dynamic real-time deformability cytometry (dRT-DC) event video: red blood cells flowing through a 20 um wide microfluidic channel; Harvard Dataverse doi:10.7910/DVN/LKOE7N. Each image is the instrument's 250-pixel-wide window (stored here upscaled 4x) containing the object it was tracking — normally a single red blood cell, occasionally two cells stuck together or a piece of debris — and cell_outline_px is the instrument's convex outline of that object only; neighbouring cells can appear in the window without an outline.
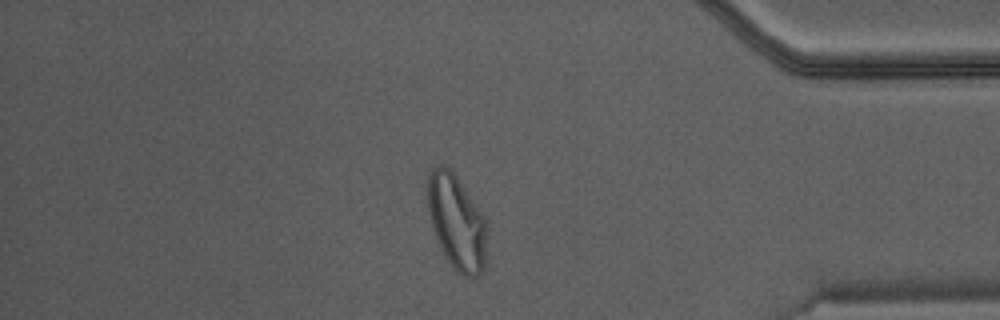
{"species": "Egyptian fruit bat (a non-hibernating species)", "species_latin": "Rousettus aegyptiacus", "temperature_condition": "warm", "stored_images_in_passage": 46, "camera_frame_rate_fps": 3000, "um_per_image_px": 0.085, "animal": {"sex": "male"}, "frame": {"image": 1, "passage_image": 40, "time_ms": 13.0, "image_size_px": [1000, 320], "cell_outline_px": [[488, 228], [484, 268], [476, 276], [464, 276], [456, 272], [452, 268], [432, 228], [428, 212], [428, 172], [432, 168], [440, 164], [444, 164], [456, 176], [488, 220]], "centroid_in_image_um": [38.84, 18.87], "position_along_channel_um": 396.4, "area_um2": 32.89}}